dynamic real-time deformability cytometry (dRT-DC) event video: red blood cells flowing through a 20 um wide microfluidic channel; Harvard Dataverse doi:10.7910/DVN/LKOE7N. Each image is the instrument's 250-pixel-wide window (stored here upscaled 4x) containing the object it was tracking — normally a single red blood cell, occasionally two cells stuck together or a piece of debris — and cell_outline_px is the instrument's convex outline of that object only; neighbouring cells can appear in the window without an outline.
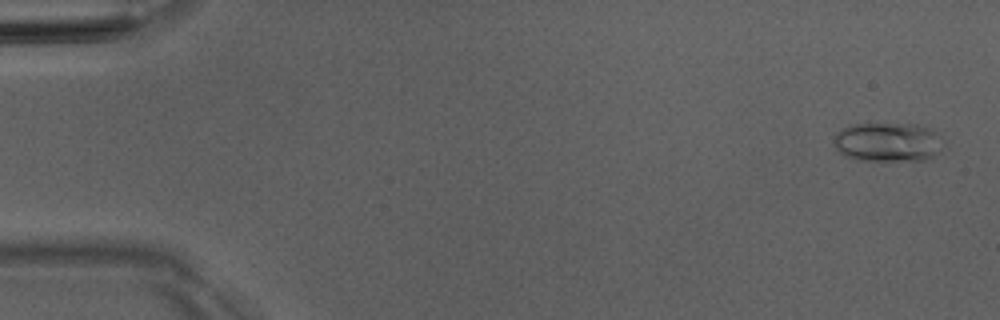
{"species": "Egyptian fruit bat (a non-hibernating species)", "species_latin": "Rousettus aegyptiacus", "temperature_condition": "room temperature", "stored_images_in_passage": 51, "camera_frame_rate_fps": 3000, "um_per_image_px": 0.085, "animal": {"sex": "male"}, "frame": {"image": 1, "passage_image": 2, "time_ms": 0.333, "image_size_px": [1000, 320], "cell_outline_px": [[948, 148], [924, 160], [860, 160], [844, 156], [836, 148], [832, 140], [836, 132], [848, 124], [916, 124], [928, 128], [944, 140]], "centroid_in_image_um": [75.48, 12.08], "position_along_channel_um": 9.5, "area_um2": 25.37}}
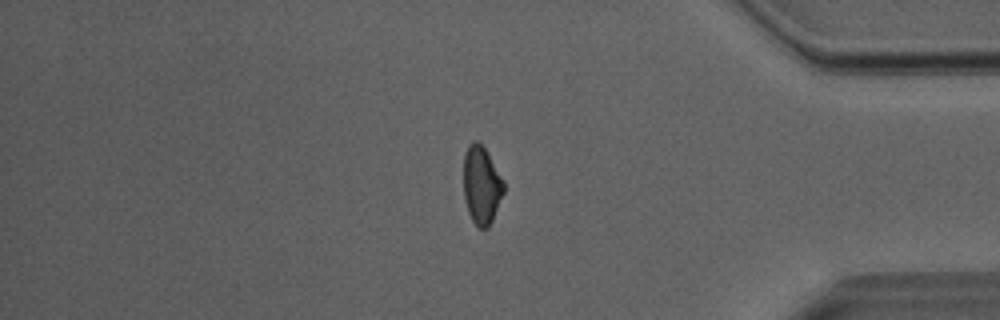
{"frame": {"image": 2, "passage_image": 43, "time_ms": 14.0, "image_size_px": [1000, 320], "cell_outline_px": [[504, 192], [492, 220], [488, 228], [480, 228], [472, 220], [468, 212], [464, 196], [464, 152], [468, 144], [472, 140], [476, 140], [484, 148], [504, 180]], "centroid_in_image_um": [40.92, 15.72], "position_along_channel_um": 394.3, "area_um2": 18.15}}
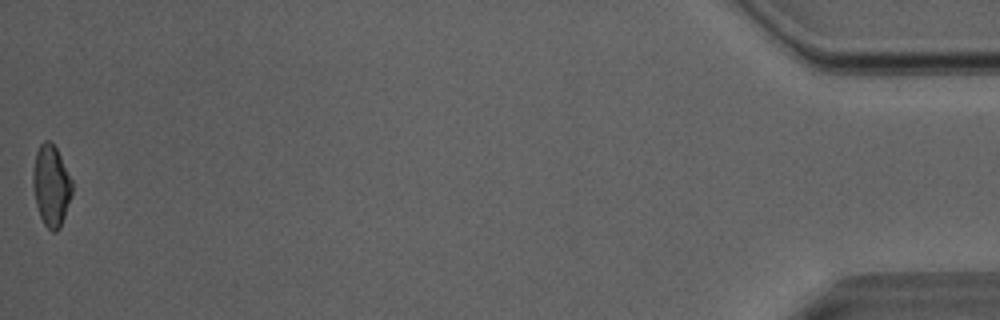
{"frame": {"image": 3, "passage_image": 51, "time_ms": 16.667, "image_size_px": [1000, 320], "cell_outline_px": [[72, 192], [60, 228], [56, 232], [52, 232], [44, 224], [40, 216], [36, 204], [32, 184], [32, 172], [36, 152], [40, 144], [44, 140], [48, 140], [56, 148], [72, 180]], "centroid_in_image_um": [4.33, 15.78], "position_along_channel_um": 430.9, "area_um2": 18.38}, "authors_computed_cell_mechanics": {"area_um2": 18.8428, "velocity_mm_per_s": 4.0517, "shape_relaxation_time_tau1_ms": 7.1019, "shape_relaxation_time_tau2_ms": 2.9045, "deformation_change_tau1": 0.1736, "deformation_change_tau2": 0.0846}}